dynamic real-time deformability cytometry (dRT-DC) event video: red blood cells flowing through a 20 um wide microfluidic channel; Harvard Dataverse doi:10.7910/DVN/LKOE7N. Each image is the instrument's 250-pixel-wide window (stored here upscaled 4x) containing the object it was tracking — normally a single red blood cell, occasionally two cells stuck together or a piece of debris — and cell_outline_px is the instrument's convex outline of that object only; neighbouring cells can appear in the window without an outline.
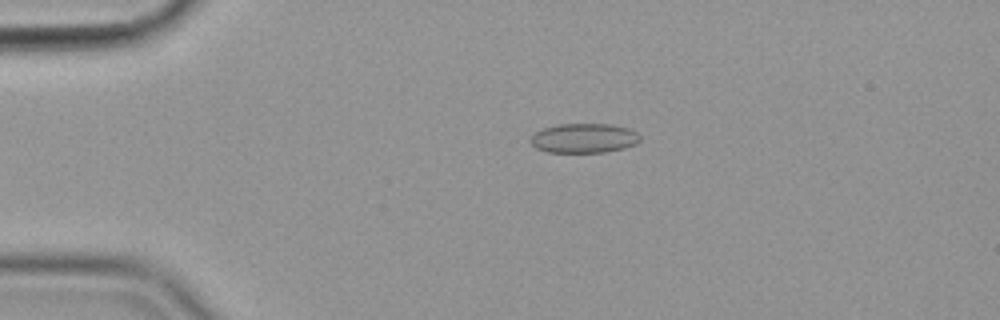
{"species": "common noctule bat (a hibernating species)", "species_latin": "Nyctalus noctula", "temperature_condition": "cold", "stored_images_in_passage": 57, "camera_frame_rate_fps": 3000, "um_per_image_px": 0.085, "animal": {"sex": "female", "body_mass_g": 19.9}, "frame": {"image": 1, "passage_image": 13, "time_ms": 4.0, "image_size_px": [1000, 320], "cell_outline_px": [[640, 140], [636, 144], [624, 148], [604, 152], [548, 152], [536, 148], [528, 140], [536, 132], [544, 128], [560, 124], [612, 124], [628, 128], [636, 132], [640, 136]], "centroid_in_image_um": [49.64, 11.74], "position_along_channel_um": 35.4, "area_um2": 18.79}}
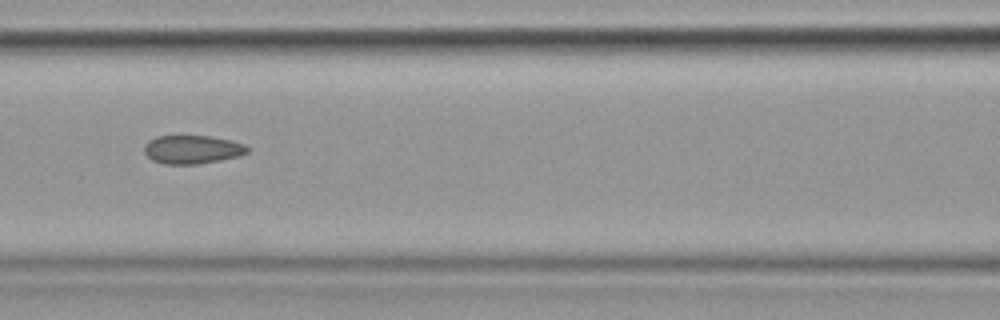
{"frame": {"image": 2, "passage_image": 26, "time_ms": 8.333, "image_size_px": [1000, 320], "cell_outline_px": [[248, 152], [240, 156], [220, 160], [196, 164], [164, 164], [152, 160], [144, 152], [144, 144], [148, 140], [156, 136], [208, 136], [232, 140], [244, 144], [248, 148]], "centroid_in_image_um": [16.33, 12.7], "position_along_channel_um": 150.3, "area_um2": 17.17}}
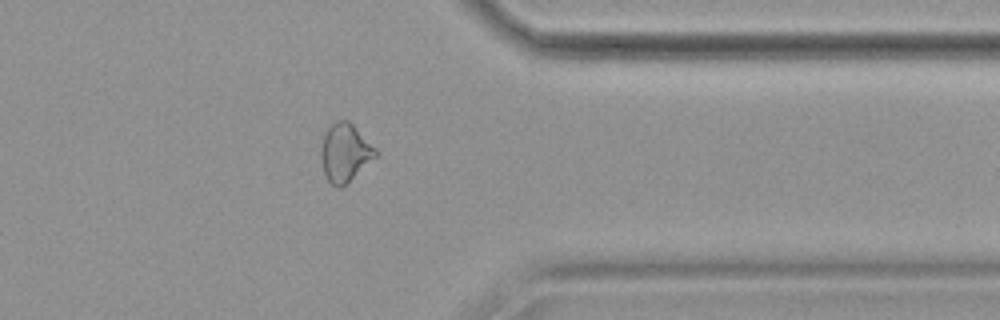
{"frame": {"image": 3, "passage_image": 46, "time_ms": 15.0, "image_size_px": [1000, 320], "cell_outline_px": [[380, 156], [340, 188], [336, 188], [328, 180], [324, 172], [320, 156], [320, 148], [324, 132], [336, 120], [348, 120], [380, 152]], "centroid_in_image_um": [29.35, 12.98], "position_along_channel_um": 382.0, "area_um2": 18.79}, "authors_computed_cell_mechanics": {"area_um2": 18.785, "velocity_mm_per_s": 3.5944, "shape_relaxation_time_tau1_ms": null, "shape_relaxation_time_tau2_ms": 1.8923, "deformation_change_tau1": null, "deformation_change_tau2": 0.0815}}